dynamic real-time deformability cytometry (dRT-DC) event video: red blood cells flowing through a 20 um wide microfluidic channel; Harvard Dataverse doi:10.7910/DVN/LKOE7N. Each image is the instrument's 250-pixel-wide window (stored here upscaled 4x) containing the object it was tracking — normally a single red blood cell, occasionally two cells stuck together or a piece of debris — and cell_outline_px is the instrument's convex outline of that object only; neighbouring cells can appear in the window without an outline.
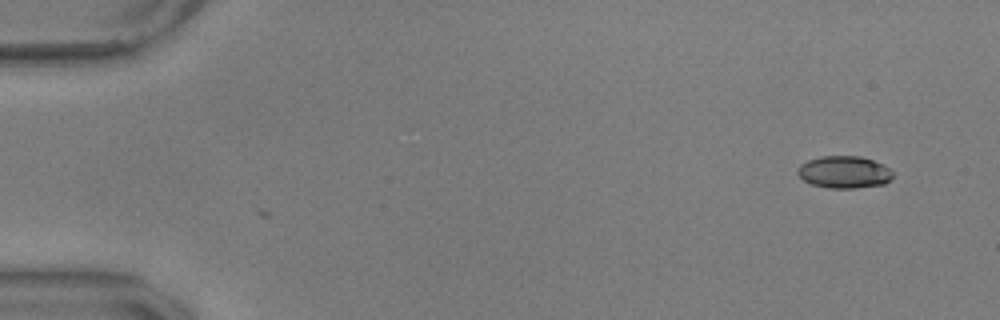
{"species": "common noctule bat (a hibernating species)", "species_latin": "Nyctalus noctula", "temperature_condition": "warm", "stored_images_in_passage": 3, "camera_frame_rate_fps": 3000, "um_per_image_px": 0.085, "animal": {"sex": "male", "body_mass_g": 17.9, "forearm_length_mm": 54.2}, "frame": {"image": 1, "passage_image": 3, "time_ms": 0.667, "image_size_px": [1000, 320], "cell_outline_px": [[892, 176], [884, 184], [856, 188], [828, 188], [812, 184], [804, 180], [796, 172], [800, 164], [808, 160], [820, 156], [860, 156], [872, 160], [888, 168], [892, 172]], "centroid_in_image_um": [71.72, 14.63], "position_along_channel_um": 13.3, "area_um2": 17.69}}